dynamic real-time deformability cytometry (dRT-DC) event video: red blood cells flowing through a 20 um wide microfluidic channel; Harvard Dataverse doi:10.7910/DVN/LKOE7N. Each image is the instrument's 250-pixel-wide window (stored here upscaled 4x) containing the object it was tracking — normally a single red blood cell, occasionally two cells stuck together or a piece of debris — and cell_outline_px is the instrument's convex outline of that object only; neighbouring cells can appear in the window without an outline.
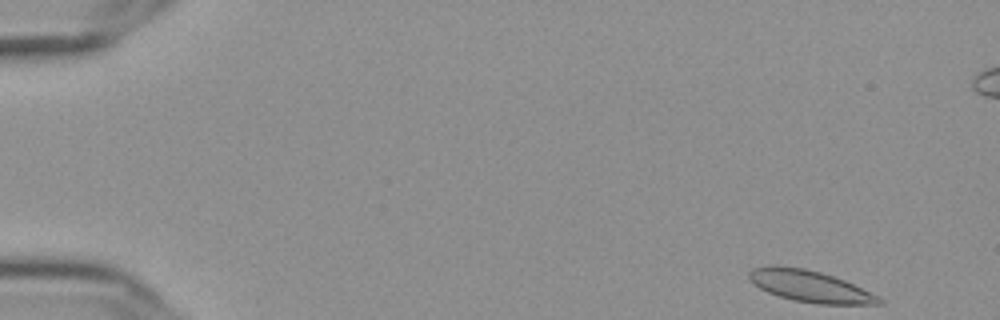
{"species": "Egyptian fruit bat (a non-hibernating species)", "species_latin": "Rousettus aegyptiacus", "temperature_condition": "cold", "stored_images_in_passage": 13, "camera_frame_rate_fps": 3000, "um_per_image_px": 0.085, "frame": {"image": 1, "passage_image": 1, "time_ms": 0.0, "image_size_px": [1000, 320], "cell_outline_px": [[884, 304], [816, 304], [792, 300], [768, 292], [752, 284], [748, 280], [748, 272], [752, 268], [772, 264], [804, 268], [820, 272], [844, 280], [884, 300]], "centroid_in_image_um": [68.75, 24.32], "position_along_channel_um": 16.2, "area_um2": 23.87}}